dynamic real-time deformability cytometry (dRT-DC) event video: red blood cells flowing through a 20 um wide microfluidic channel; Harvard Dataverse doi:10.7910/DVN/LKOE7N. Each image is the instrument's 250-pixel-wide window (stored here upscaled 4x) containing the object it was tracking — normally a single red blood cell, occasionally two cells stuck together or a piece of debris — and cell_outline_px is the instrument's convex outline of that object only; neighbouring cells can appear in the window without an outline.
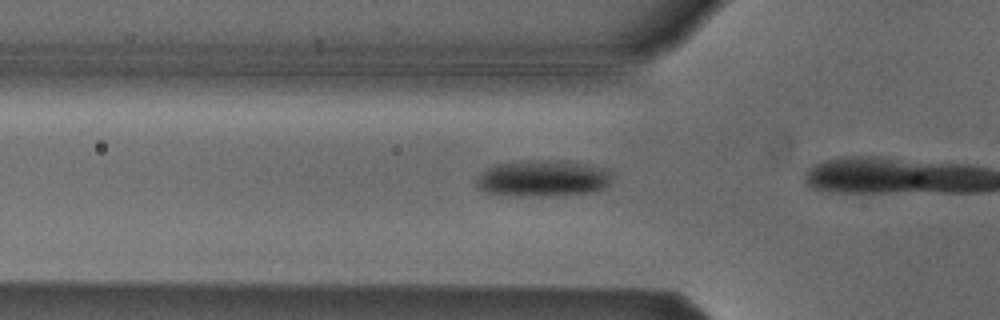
{"species": "Egyptian fruit bat (a non-hibernating species)", "species_latin": "Rousettus aegyptiacus", "temperature_condition": "cold", "stored_images_in_passage": 5, "camera_frame_rate_fps": 3000, "um_per_image_px": 0.085, "animal": {"sex": "male"}, "frame": {"image": 1, "passage_image": 3, "time_ms": 0.667, "image_size_px": [1000, 320], "cell_outline_px": [[612, 176], [608, 184], [604, 188], [592, 192], [532, 196], [520, 196], [488, 192], [480, 188], [476, 184], [476, 180], [488, 168], [496, 164], [528, 160], [568, 160], [588, 164], [604, 168], [612, 172]], "centroid_in_image_um": [46.2, 15.13], "position_along_channel_um": 79.6, "area_um2": 28.55}}